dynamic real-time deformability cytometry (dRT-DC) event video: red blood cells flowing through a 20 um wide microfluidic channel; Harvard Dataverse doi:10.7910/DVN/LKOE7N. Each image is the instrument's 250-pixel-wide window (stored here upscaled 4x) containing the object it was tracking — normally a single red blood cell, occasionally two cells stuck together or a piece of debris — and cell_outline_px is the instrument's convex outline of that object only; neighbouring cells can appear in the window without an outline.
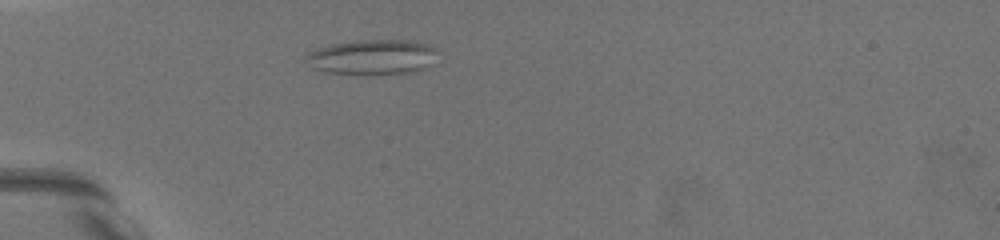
{"species": "common noctule bat (a hibernating species)", "species_latin": "Nyctalus noctula", "temperature_condition": "warm", "stored_images_in_passage": 10, "camera_frame_rate_fps": 3000, "um_per_image_px": 0.085, "animal": {"sex": "female", "body_mass_g": 19.5, "forearm_length_mm": 54.1}, "frame": {"image": 1, "passage_image": 6, "time_ms": 2.333, "image_size_px": [1000, 240], "cell_outline_px": [[436, 48], [424, 68], [408, 72], [364, 76], [328, 72], [312, 68], [304, 56], [308, 52], [332, 44], [356, 40], [400, 40], [428, 44]], "centroid_in_image_um": [31.53, 4.87], "position_along_channel_um": 53.5, "area_um2": 26.53}}
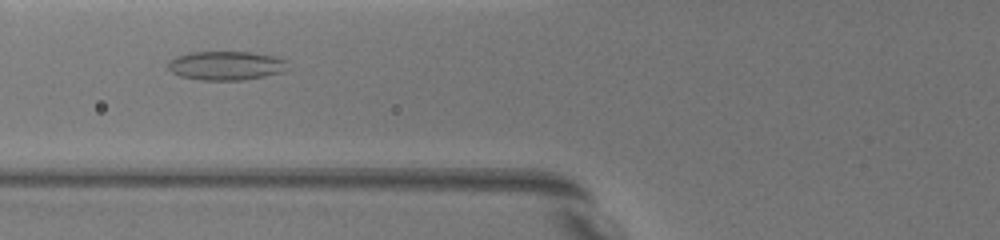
{"frame": {"image": 2, "passage_image": 9, "time_ms": 4.333, "image_size_px": [1000, 240], "cell_outline_px": [[288, 60], [280, 72], [264, 76], [240, 80], [200, 80], [180, 76], [172, 72], [168, 68], [168, 60], [176, 56], [192, 52], [252, 52], [276, 56]], "centroid_in_image_um": [19.16, 5.57], "position_along_channel_um": 106.6, "area_um2": 20.06}}